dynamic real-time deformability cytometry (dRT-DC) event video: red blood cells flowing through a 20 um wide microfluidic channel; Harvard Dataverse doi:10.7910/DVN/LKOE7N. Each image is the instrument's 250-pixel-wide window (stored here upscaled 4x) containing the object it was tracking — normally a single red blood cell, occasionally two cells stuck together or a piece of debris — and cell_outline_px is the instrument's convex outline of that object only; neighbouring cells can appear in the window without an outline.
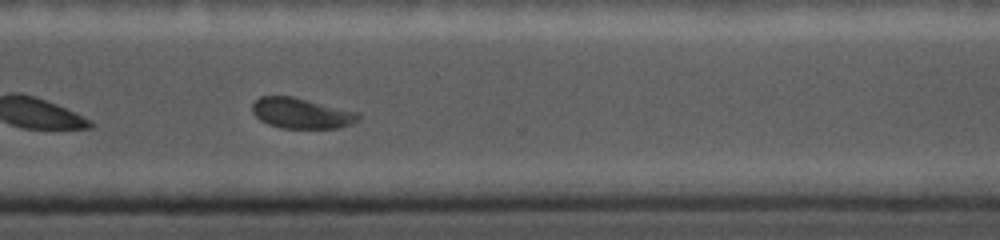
{"species": "common noctule bat (a hibernating species)", "species_latin": "Nyctalus noctula", "temperature_condition": "cold", "stored_images_in_passage": 18, "camera_frame_rate_fps": 5000, "um_per_image_px": 0.085, "animal": {"sex": "female", "body_mass_g": 19.0, "forearm_length_mm": 56.7}, "frame": {"image": 1, "passage_image": 11, "time_ms": 7.4, "image_size_px": [1000, 240], "cell_outline_px": [[360, 120], [352, 124], [340, 128], [280, 128], [268, 124], [260, 120], [252, 112], [252, 104], [260, 96], [292, 96], [360, 112]], "centroid_in_image_um": [25.65, 9.63], "position_along_channel_um": 344.9, "area_um2": 19.07}, "authors_computed_cell_mechanics": {"area_um2": 19.363, "velocity_mm_per_s": 3.6978, "shape_relaxation_time_tau1_ms": null, "shape_relaxation_time_tau2_ms": 1.7015, "deformation_change_tau1": null, "deformation_change_tau2": 0.0487}}